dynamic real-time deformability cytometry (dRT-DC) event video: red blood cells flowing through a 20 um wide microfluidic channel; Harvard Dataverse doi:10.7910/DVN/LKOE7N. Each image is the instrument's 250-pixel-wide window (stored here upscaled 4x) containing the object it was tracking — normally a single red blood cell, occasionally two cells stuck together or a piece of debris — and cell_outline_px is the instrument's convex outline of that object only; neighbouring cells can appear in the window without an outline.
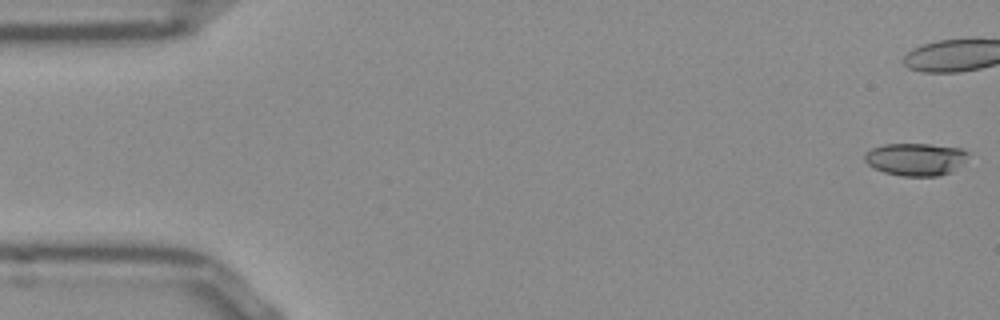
{"species": "Egyptian fruit bat (a non-hibernating species)", "species_latin": "Rousettus aegyptiacus", "temperature_condition": "room temperature", "stored_images_in_passage": 41, "camera_frame_rate_fps": 3000, "um_per_image_px": 0.085, "frame": {"image": 1, "passage_image": 1, "time_ms": 0.0, "image_size_px": [1000, 320], "cell_outline_px": [[968, 152], [960, 164], [952, 172], [940, 176], [900, 176], [884, 172], [868, 164], [864, 160], [864, 152], [872, 148], [884, 144], [928, 144], [960, 148]], "centroid_in_image_um": [77.78, 13.54], "position_along_channel_um": 7.2, "area_um2": 19.48}}